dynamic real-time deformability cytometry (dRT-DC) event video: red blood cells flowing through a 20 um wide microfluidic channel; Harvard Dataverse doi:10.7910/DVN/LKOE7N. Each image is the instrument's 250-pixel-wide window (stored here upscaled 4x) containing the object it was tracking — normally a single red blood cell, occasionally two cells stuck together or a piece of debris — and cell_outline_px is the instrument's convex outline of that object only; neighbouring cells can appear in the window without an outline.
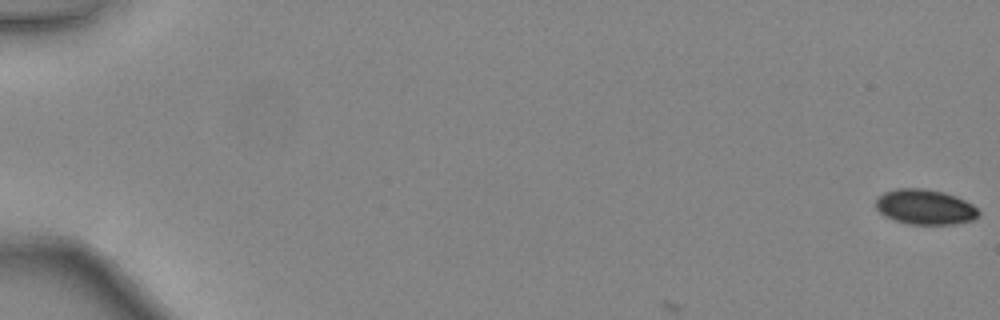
{"species": "common noctule bat (a hibernating species)", "species_latin": "Nyctalus noctula", "temperature_condition": "warm", "stored_images_in_passage": 10, "camera_frame_rate_fps": 3000, "um_per_image_px": 0.085, "animal": {"sex": "female", "body_mass_g": 24.6, "forearm_length_mm": 56.2}, "frame": {"image": 1, "passage_image": 1, "time_ms": 0.0, "image_size_px": [1000, 320], "cell_outline_px": [[980, 216], [972, 220], [956, 224], [908, 224], [884, 216], [876, 208], [876, 200], [884, 192], [896, 188], [924, 188], [944, 192], [956, 196], [972, 204], [980, 212]], "centroid_in_image_um": [78.64, 17.59], "position_along_channel_um": 6.4, "area_um2": 21.1}}